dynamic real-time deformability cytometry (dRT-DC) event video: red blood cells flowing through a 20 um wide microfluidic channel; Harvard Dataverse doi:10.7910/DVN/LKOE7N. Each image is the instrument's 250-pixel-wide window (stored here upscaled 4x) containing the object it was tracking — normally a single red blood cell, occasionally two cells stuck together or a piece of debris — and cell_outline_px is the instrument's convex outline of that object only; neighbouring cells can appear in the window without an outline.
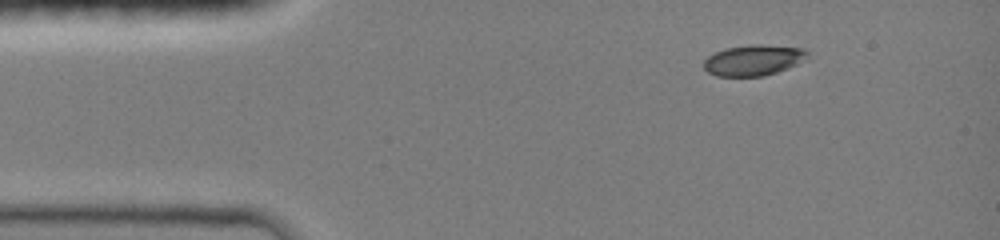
{"species": "common noctule bat (a hibernating species)", "species_latin": "Nyctalus noctula", "temperature_condition": "room temperature", "stored_images_in_passage": 5, "camera_frame_rate_fps": 3000, "um_per_image_px": 0.085, "animal": {"sex": "female", "body_mass_g": 19.0, "forearm_length_mm": 51.5}, "frame": {"image": 1, "passage_image": 1, "time_ms": 0.0, "image_size_px": [1000, 240], "cell_outline_px": [[808, 60], [776, 72], [764, 76], [716, 76], [708, 72], [704, 68], [704, 60], [708, 56], [724, 48], [748, 44], [760, 44], [804, 48], [808, 52]], "centroid_in_image_um": [64.07, 5.1], "position_along_channel_um": 20.9, "area_um2": 18.79}}
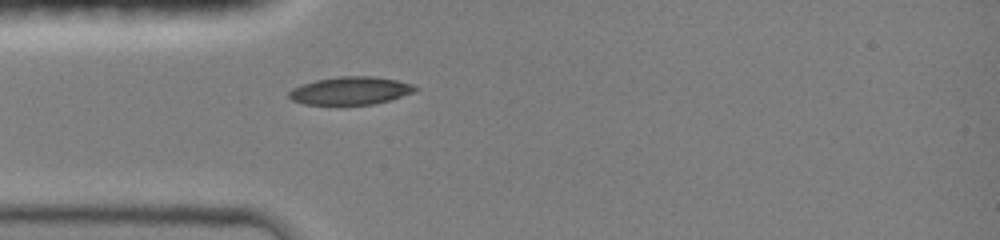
{"frame": {"image": 2, "passage_image": 5, "time_ms": 2.333, "image_size_px": [1000, 240], "cell_outline_px": [[416, 88], [412, 92], [388, 100], [372, 104], [304, 104], [292, 100], [288, 96], [288, 92], [292, 88], [300, 84], [316, 80], [340, 76], [372, 76], [396, 80], [412, 84]], "centroid_in_image_um": [29.71, 7.7], "position_along_channel_um": 55.3, "area_um2": 20.17}}